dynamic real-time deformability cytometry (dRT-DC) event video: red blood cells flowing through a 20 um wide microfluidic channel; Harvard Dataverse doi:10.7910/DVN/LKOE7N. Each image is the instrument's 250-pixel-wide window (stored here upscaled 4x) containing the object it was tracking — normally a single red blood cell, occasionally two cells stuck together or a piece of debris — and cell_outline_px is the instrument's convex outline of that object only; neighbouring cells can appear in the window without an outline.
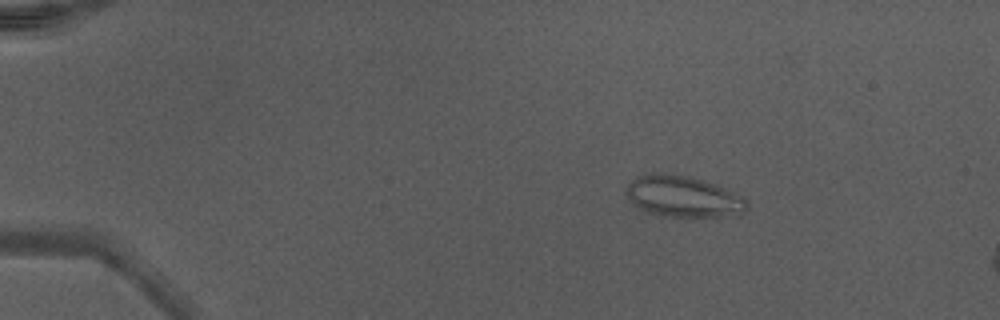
{"species": "Egyptian fruit bat (a non-hibernating species)", "species_latin": "Rousettus aegyptiacus", "temperature_condition": "warm", "stored_images_in_passage": 16, "camera_frame_rate_fps": 3000, "um_per_image_px": 0.085, "animal": {"sex": "male"}, "frame": {"image": 1, "passage_image": 10, "time_ms": 3.0, "image_size_px": [1000, 320], "cell_outline_px": [[748, 208], [740, 216], [660, 216], [648, 212], [640, 208], [624, 196], [624, 188], [636, 176], [656, 172], [688, 176], [704, 180], [716, 184], [748, 200]], "centroid_in_image_um": [58.05, 16.7], "position_along_channel_um": 26.9, "area_um2": 29.25}}